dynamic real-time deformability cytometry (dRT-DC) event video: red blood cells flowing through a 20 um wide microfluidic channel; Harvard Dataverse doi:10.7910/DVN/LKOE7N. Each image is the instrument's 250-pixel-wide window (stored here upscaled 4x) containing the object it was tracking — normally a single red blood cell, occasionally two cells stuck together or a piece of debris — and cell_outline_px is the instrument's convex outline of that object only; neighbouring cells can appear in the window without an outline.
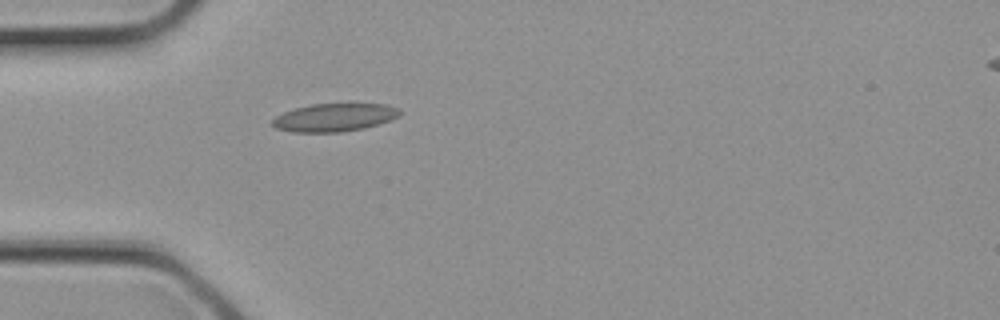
{"species": "common noctule bat (a hibernating species)", "species_latin": "Nyctalus noctula", "temperature_condition": "cold", "stored_images_in_passage": 2, "camera_frame_rate_fps": 3000, "um_per_image_px": 0.085, "animal": {"sex": "female", "body_mass_g": 21.9}, "frame": {"image": 1, "passage_image": 2, "time_ms": 0.333, "image_size_px": [1000, 320], "cell_outline_px": [[400, 116], [392, 120], [380, 124], [364, 128], [340, 132], [292, 132], [276, 128], [272, 124], [272, 120], [276, 116], [284, 112], [296, 108], [312, 104], [384, 104], [400, 108]], "centroid_in_image_um": [28.46, 9.99], "position_along_channel_um": 56.5, "area_um2": 20.81}}